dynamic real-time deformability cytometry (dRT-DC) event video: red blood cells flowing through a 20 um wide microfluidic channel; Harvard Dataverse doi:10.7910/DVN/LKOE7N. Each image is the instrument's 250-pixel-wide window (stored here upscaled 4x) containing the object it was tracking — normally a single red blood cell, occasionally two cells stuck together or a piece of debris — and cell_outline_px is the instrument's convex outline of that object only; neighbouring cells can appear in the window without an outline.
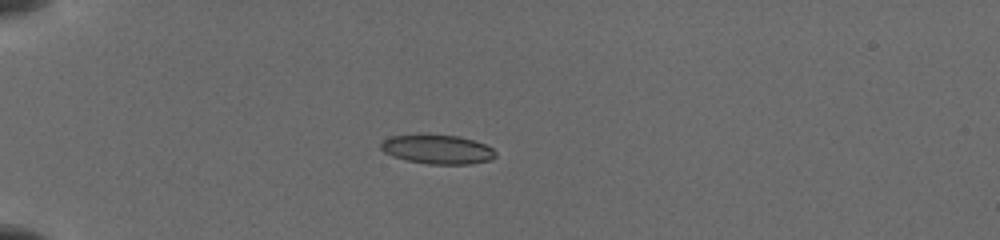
{"species": "common noctule bat (a hibernating species)", "species_latin": "Nyctalus noctula", "temperature_condition": "cold", "stored_images_in_passage": 51, "camera_frame_rate_fps": 3000, "um_per_image_px": 0.085, "animal": {"sex": "female", "body_mass_g": 19.5, "forearm_length_mm": 54.1}, "frame": {"image": 1, "passage_image": 15, "time_ms": 5.333, "image_size_px": [1000, 240], "cell_outline_px": [[496, 156], [488, 160], [472, 164], [428, 164], [408, 160], [392, 156], [384, 152], [380, 148], [380, 144], [384, 140], [392, 136], [460, 136], [484, 144], [492, 148], [496, 152]], "centroid_in_image_um": [37.2, 12.72], "position_along_channel_um": 47.8, "area_um2": 18.96}}
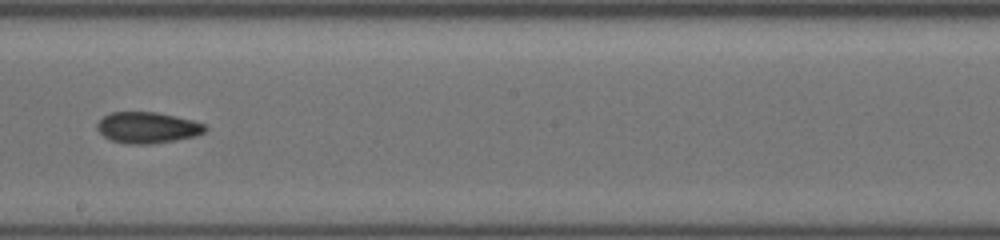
{"frame": {"image": 2, "passage_image": 28, "time_ms": 11.0, "image_size_px": [1000, 240], "cell_outline_px": [[208, 128], [204, 132], [196, 136], [152, 144], [128, 144], [112, 140], [104, 136], [96, 128], [96, 124], [104, 116], [112, 112], [156, 112], [192, 120], [204, 124]], "centroid_in_image_um": [12.53, 10.85], "position_along_channel_um": 235.7, "area_um2": 19.48}}
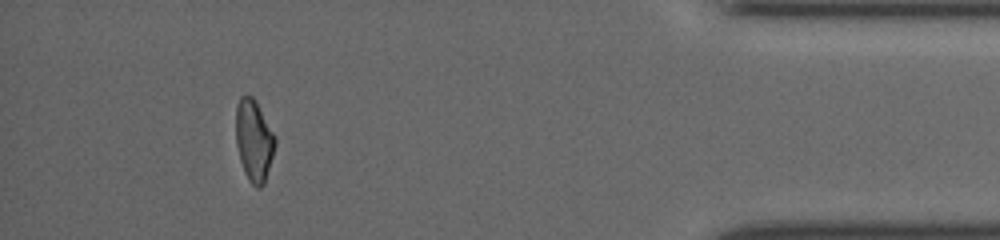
{"frame": {"image": 3, "passage_image": 46, "time_ms": 16.667, "image_size_px": [1000, 240], "cell_outline_px": [[276, 144], [264, 184], [260, 188], [256, 188], [248, 180], [244, 172], [240, 160], [236, 144], [236, 108], [240, 96], [252, 96], [256, 100], [276, 136]], "centroid_in_image_um": [21.59, 11.94], "position_along_channel_um": 413.6, "area_um2": 18.79}}